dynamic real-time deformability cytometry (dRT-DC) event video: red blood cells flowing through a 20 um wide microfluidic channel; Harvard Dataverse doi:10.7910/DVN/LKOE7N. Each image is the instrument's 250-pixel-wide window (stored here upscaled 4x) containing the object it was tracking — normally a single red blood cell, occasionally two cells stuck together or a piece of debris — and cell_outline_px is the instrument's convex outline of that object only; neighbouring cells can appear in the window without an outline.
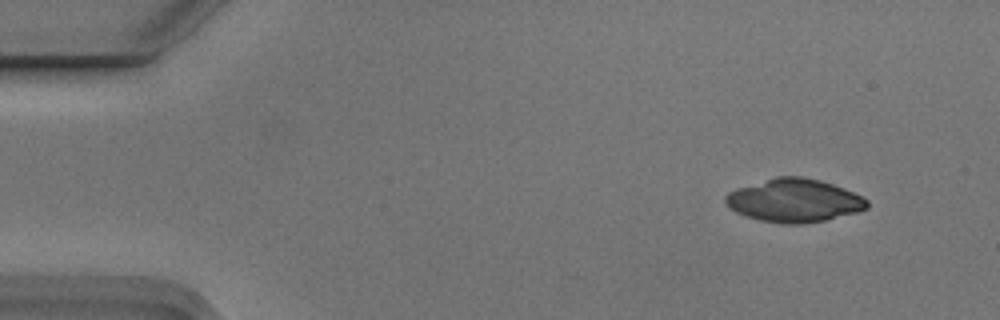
{"species": "Egyptian fruit bat (a non-hibernating species)", "species_latin": "Rousettus aegyptiacus", "temperature_condition": "cold", "stored_images_in_passage": 4, "camera_frame_rate_fps": 3000, "um_per_image_px": 0.085, "animal": {"sex": "male"}, "frame": {"image": 1, "passage_image": 1, "time_ms": 0.0, "image_size_px": [1000, 320], "cell_outline_px": [[868, 208], [856, 212], [824, 220], [800, 224], [784, 224], [760, 220], [744, 216], [736, 212], [724, 200], [724, 196], [728, 192], [736, 188], [776, 176], [804, 176], [820, 180], [844, 188], [868, 200]], "centroid_in_image_um": [67.48, 17.03], "position_along_channel_um": 17.5, "area_um2": 35.55}}